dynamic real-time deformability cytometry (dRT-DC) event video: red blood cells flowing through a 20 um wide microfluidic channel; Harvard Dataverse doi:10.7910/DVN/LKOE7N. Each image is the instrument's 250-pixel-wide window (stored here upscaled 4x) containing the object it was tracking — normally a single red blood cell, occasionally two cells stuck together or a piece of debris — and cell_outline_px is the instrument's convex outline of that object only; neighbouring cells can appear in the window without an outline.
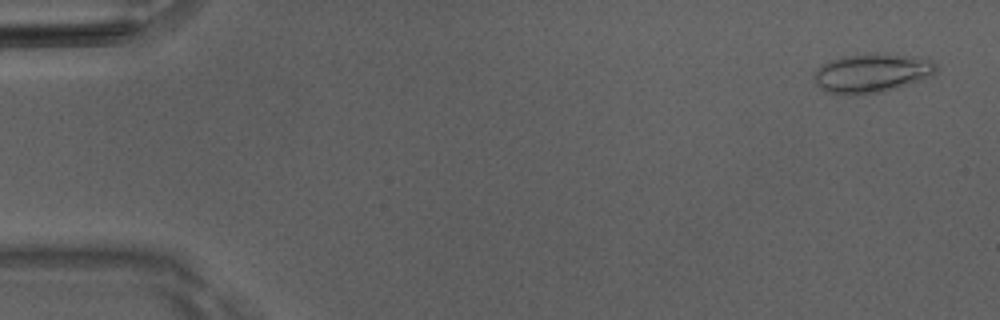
{"species": "Egyptian fruit bat (a non-hibernating species)", "species_latin": "Rousettus aegyptiacus", "temperature_condition": "room temperature", "stored_images_in_passage": 50, "camera_frame_rate_fps": 3000, "um_per_image_px": 0.085, "animal": {"sex": "male"}, "frame": {"image": 1, "passage_image": 2, "time_ms": 0.333, "image_size_px": [1000, 320], "cell_outline_px": [[936, 72], [932, 76], [884, 92], [856, 96], [852, 96], [824, 92], [816, 84], [816, 68], [832, 60], [844, 56], [876, 52], [932, 60], [936, 64]], "centroid_in_image_um": [74.09, 6.24], "position_along_channel_um": 10.9, "area_um2": 27.8}}
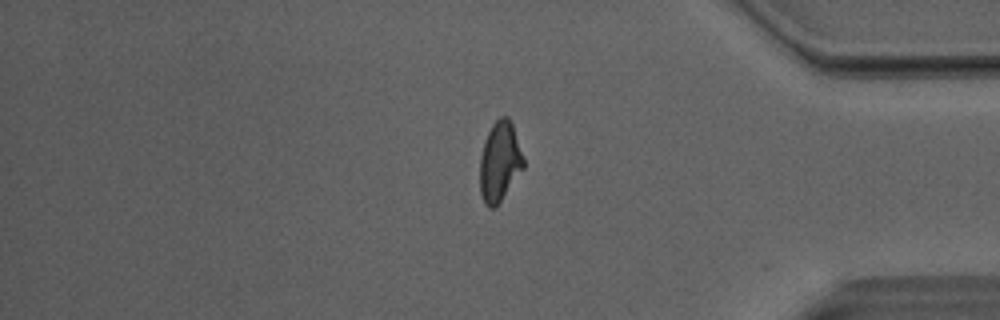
{"frame": {"image": 2, "passage_image": 42, "time_ms": 13.667, "image_size_px": [1000, 320], "cell_outline_px": [[524, 168], [496, 208], [488, 208], [484, 204], [480, 192], [480, 156], [484, 140], [492, 124], [500, 116], [508, 116], [512, 124], [524, 160]], "centroid_in_image_um": [42.46, 13.77], "position_along_channel_um": 392.7, "area_um2": 20.4}}
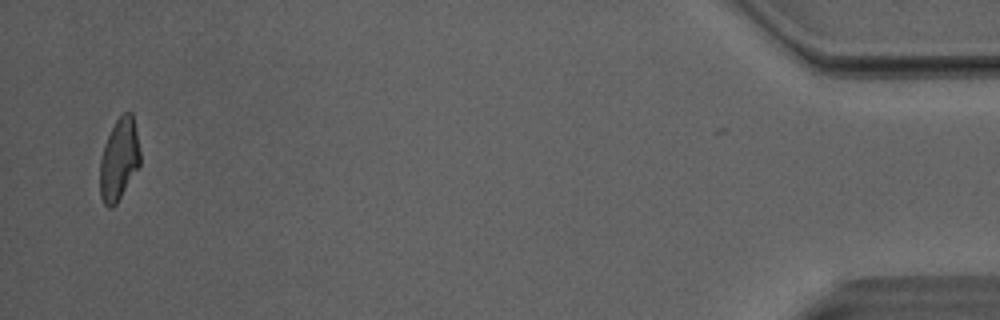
{"frame": {"image": 3, "passage_image": 49, "time_ms": 16.0, "image_size_px": [1000, 320], "cell_outline_px": [[140, 164], [116, 204], [112, 208], [108, 208], [104, 204], [100, 196], [100, 160], [104, 144], [116, 120], [124, 112], [132, 112], [140, 152]], "centroid_in_image_um": [10.11, 13.57], "position_along_channel_um": 425.1, "area_um2": 18.96}, "authors_computed_cell_mechanics": {"area_um2": 20.5768, "velocity_mm_per_s": 4.0774, "shape_relaxation_time_tau1_ms": null, "shape_relaxation_time_tau2_ms": 1.9242, "deformation_change_tau1": null, "deformation_change_tau2": 0.1053}}